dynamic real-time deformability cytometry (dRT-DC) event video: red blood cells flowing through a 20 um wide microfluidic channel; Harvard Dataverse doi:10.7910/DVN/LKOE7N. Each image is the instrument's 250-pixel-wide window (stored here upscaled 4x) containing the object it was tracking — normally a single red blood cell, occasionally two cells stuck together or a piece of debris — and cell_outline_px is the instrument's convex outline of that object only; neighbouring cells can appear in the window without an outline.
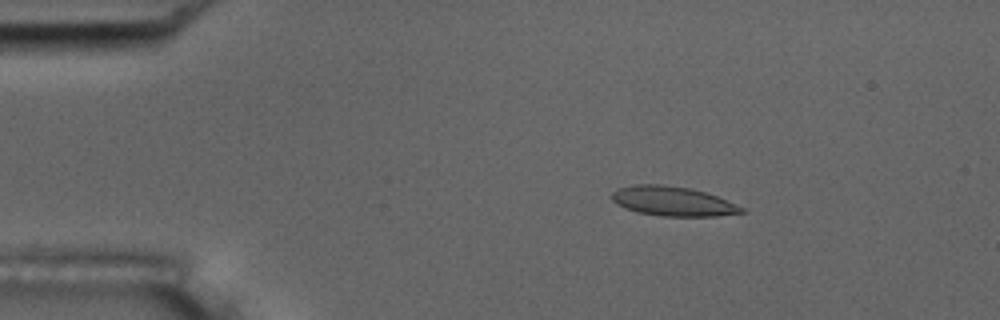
{"species": "common noctule bat (a hibernating species)", "species_latin": "Nyctalus noctula", "temperature_condition": "room temperature", "stored_images_in_passage": 53, "camera_frame_rate_fps": 3000, "um_per_image_px": 0.085, "animal": {"sex": "male", "body_mass_g": 17.5, "forearm_length_mm": 52.3}, "frame": {"image": 1, "passage_image": 8, "time_ms": 2.333, "image_size_px": [1000, 320], "cell_outline_px": [[748, 212], [716, 216], [660, 216], [636, 212], [624, 208], [616, 204], [612, 200], [612, 192], [616, 188], [632, 184], [664, 184], [688, 188], [704, 192], [716, 196], [744, 208]], "centroid_in_image_um": [57.13, 17.1], "position_along_channel_um": 27.9, "area_um2": 22.43}}
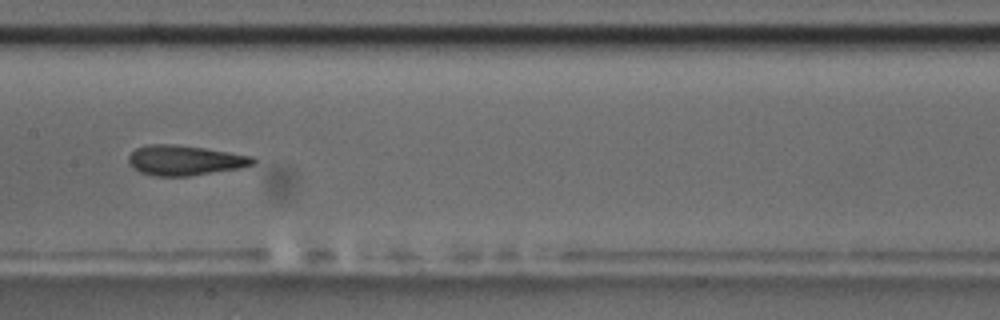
{"frame": {"image": 2, "passage_image": 26, "time_ms": 8.333, "image_size_px": [1000, 320], "cell_outline_px": [[256, 164], [240, 168], [188, 176], [156, 176], [140, 172], [132, 168], [128, 164], [128, 156], [136, 148], [148, 144], [176, 144], [204, 148], [252, 156], [256, 160]], "centroid_in_image_um": [15.68, 13.62], "position_along_channel_um": 191.7, "area_um2": 21.85}}
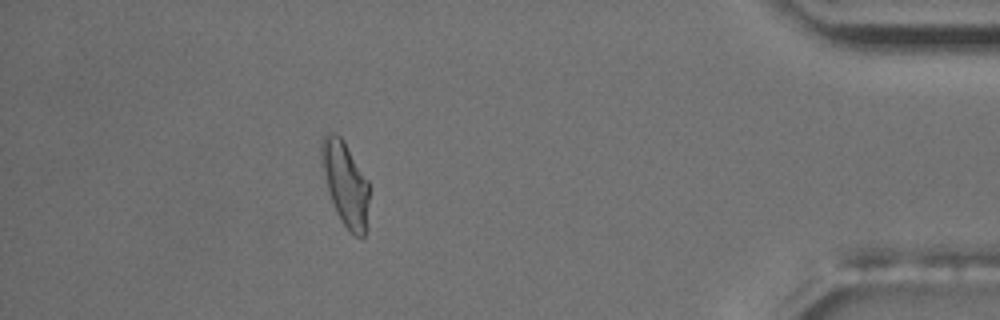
{"frame": {"image": 3, "passage_image": 47, "time_ms": 15.333, "image_size_px": [1000, 320], "cell_outline_px": [[368, 200], [364, 236], [360, 240], [344, 224], [336, 212], [328, 192], [320, 164], [320, 140], [328, 132], [336, 132], [344, 140], [368, 180]], "centroid_in_image_um": [29.31, 15.53], "position_along_channel_um": 405.9, "area_um2": 23.47}, "authors_computed_cell_mechanics": {"area_um2": 21.9062, "velocity_mm_per_s": 3.743, "shape_relaxation_time_tau1_ms": 11.13, "shape_relaxation_time_tau2_ms": 1.7032, "deformation_change_tau1": 0.2761, "deformation_change_tau2": 0.0867}}